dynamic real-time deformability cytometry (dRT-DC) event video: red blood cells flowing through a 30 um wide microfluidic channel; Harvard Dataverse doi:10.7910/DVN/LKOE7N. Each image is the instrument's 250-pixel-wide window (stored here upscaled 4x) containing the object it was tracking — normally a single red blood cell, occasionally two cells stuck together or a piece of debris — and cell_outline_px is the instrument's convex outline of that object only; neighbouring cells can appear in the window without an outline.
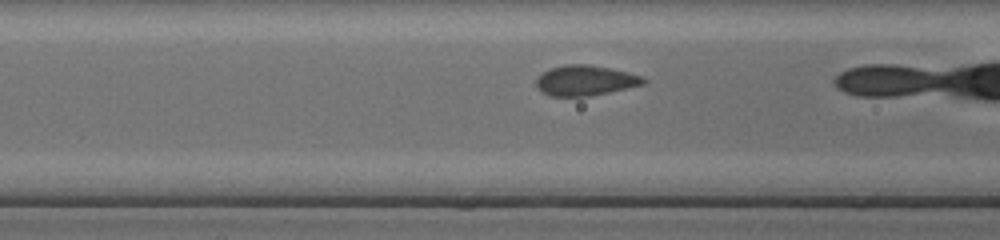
{"species": "common noctule bat (a hibernating species)", "species_latin": "Nyctalus noctula", "temperature_condition": "cold", "stored_images_in_passage": 20, "camera_frame_rate_fps": 3000, "um_per_image_px": 0.085, "animal": {"sex": "female", "body_mass_g": 17.0, "forearm_length_mm": 48.0}, "frame": {"image": 1, "passage_image": 6, "time_ms": 1.667, "image_size_px": [1000, 240], "cell_outline_px": [[648, 80], [644, 84], [608, 92], [588, 96], [548, 96], [540, 92], [536, 88], [536, 76], [548, 68], [564, 64], [588, 64], [628, 72], [644, 76]], "centroid_in_image_um": [49.69, 6.83], "position_along_channel_um": 116.9, "area_um2": 19.19}}
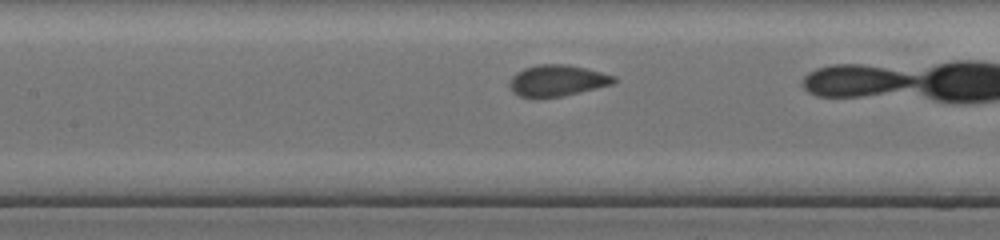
{"frame": {"image": 2, "passage_image": 9, "time_ms": 2.667, "image_size_px": [1000, 240], "cell_outline_px": [[616, 80], [612, 84], [564, 96], [536, 100], [520, 96], [512, 92], [508, 84], [508, 80], [516, 72], [524, 68], [536, 64], [568, 64], [616, 76]], "centroid_in_image_um": [47.28, 6.87], "position_along_channel_um": 160.1, "area_um2": 19.48}}